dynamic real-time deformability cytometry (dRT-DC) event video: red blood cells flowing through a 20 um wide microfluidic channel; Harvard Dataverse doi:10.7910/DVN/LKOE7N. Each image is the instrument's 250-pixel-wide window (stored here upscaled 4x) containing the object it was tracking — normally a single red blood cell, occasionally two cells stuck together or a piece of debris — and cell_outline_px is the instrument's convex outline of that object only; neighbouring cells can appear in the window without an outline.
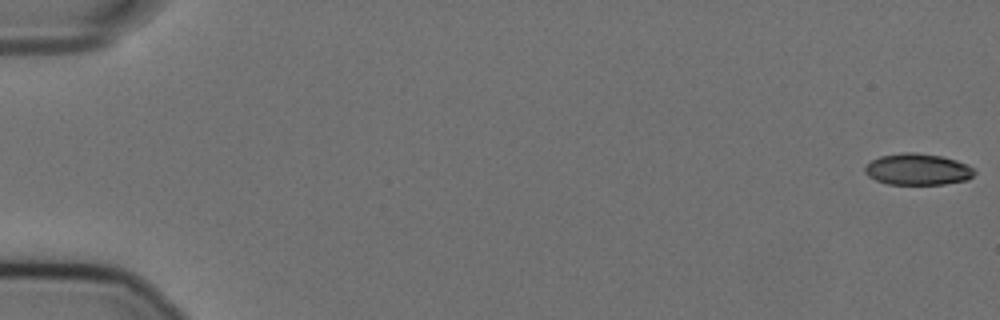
{"species": "Egyptian fruit bat (a non-hibernating species)", "species_latin": "Rousettus aegyptiacus", "temperature_condition": "cold", "stored_images_in_passage": 53, "camera_frame_rate_fps": 3000, "um_per_image_px": 0.085, "animal": {"sex": "female"}, "frame": {"image": 1, "passage_image": 1, "time_ms": 0.0, "image_size_px": [1000, 320], "cell_outline_px": [[976, 172], [968, 180], [944, 184], [888, 184], [876, 180], [868, 176], [864, 172], [864, 168], [872, 160], [880, 156], [900, 152], [916, 152], [940, 156], [956, 160], [968, 164]], "centroid_in_image_um": [78.0, 14.39], "position_along_channel_um": 7.0, "area_um2": 20.11}}
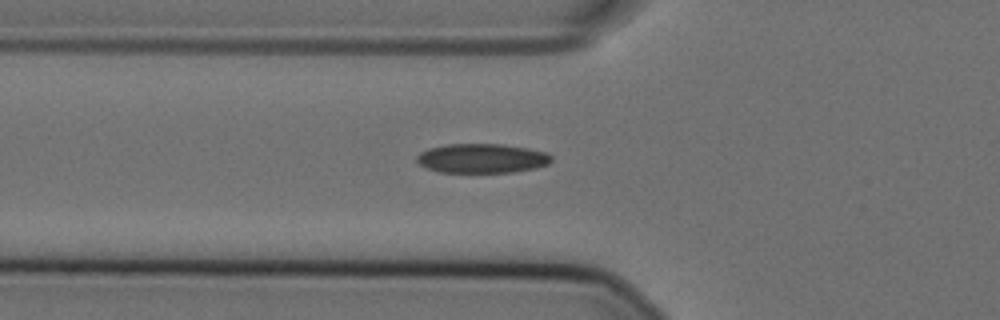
{"frame": {"image": 2, "passage_image": 21, "time_ms": 6.667, "image_size_px": [1000, 320], "cell_outline_px": [[552, 160], [548, 164], [536, 168], [512, 172], [440, 172], [428, 168], [420, 164], [416, 160], [416, 156], [420, 152], [428, 148], [448, 144], [500, 144], [528, 148], [548, 152], [552, 156]], "centroid_in_image_um": [40.98, 13.45], "position_along_channel_um": 84.8, "area_um2": 23.06}}
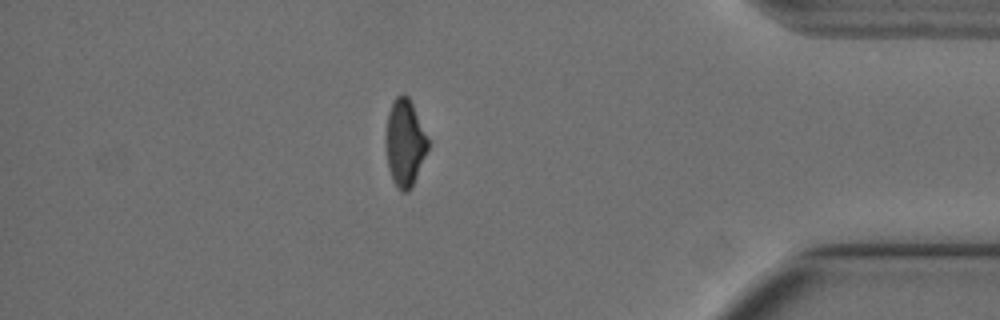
{"frame": {"image": 3, "passage_image": 50, "time_ms": 16.333, "image_size_px": [1000, 320], "cell_outline_px": [[428, 148], [412, 188], [408, 192], [400, 192], [396, 188], [392, 180], [388, 168], [384, 140], [388, 112], [396, 96], [400, 92], [404, 92], [408, 96], [412, 104], [428, 140]], "centroid_in_image_um": [34.37, 12.17], "position_along_channel_um": 400.8, "area_um2": 21.56}}